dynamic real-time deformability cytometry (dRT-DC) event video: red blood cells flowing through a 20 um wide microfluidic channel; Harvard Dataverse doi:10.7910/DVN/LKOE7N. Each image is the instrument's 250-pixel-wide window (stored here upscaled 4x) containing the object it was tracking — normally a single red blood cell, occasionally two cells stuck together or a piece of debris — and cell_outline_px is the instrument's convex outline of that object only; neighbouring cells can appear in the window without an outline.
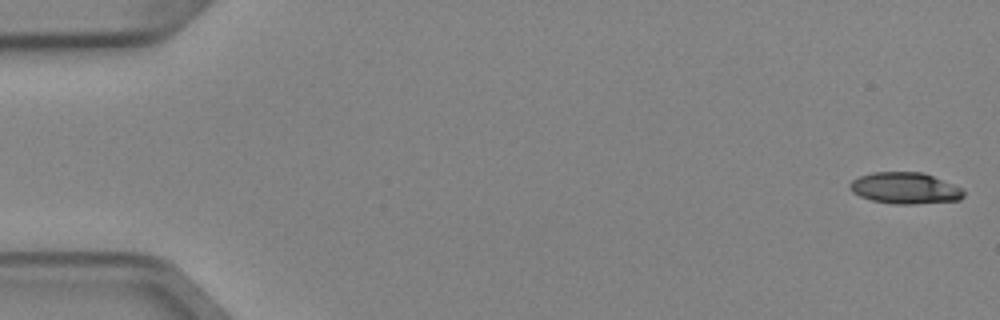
{"species": "Egyptian fruit bat (a non-hibernating species)", "species_latin": "Rousettus aegyptiacus", "temperature_condition": "cold", "stored_images_in_passage": 5, "camera_frame_rate_fps": 3000, "um_per_image_px": 0.085, "animal": {"sex": "female"}, "frame": {"image": 1, "passage_image": 1, "time_ms": 0.0, "image_size_px": [1000, 320], "cell_outline_px": [[964, 196], [960, 200], [916, 204], [896, 204], [872, 200], [860, 196], [852, 192], [848, 188], [848, 184], [852, 180], [860, 176], [872, 172], [924, 172], [964, 188]], "centroid_in_image_um": [76.95, 15.99], "position_along_channel_um": 8.1, "area_um2": 21.04}}
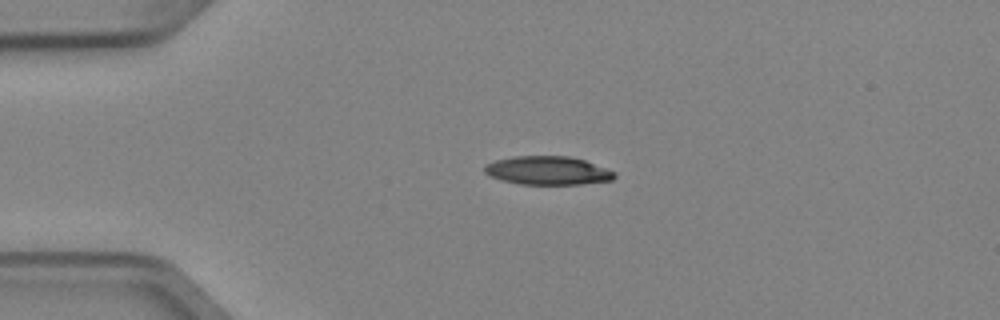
{"frame": {"image": 2, "passage_image": 4, "time_ms": 1.0, "image_size_px": [1000, 320], "cell_outline_px": [[616, 176], [612, 180], [580, 184], [520, 184], [500, 180], [488, 176], [484, 172], [484, 164], [496, 160], [512, 156], [568, 156], [584, 160], [616, 172]], "centroid_in_image_um": [46.51, 14.49], "position_along_channel_um": 38.5, "area_um2": 21.68}}